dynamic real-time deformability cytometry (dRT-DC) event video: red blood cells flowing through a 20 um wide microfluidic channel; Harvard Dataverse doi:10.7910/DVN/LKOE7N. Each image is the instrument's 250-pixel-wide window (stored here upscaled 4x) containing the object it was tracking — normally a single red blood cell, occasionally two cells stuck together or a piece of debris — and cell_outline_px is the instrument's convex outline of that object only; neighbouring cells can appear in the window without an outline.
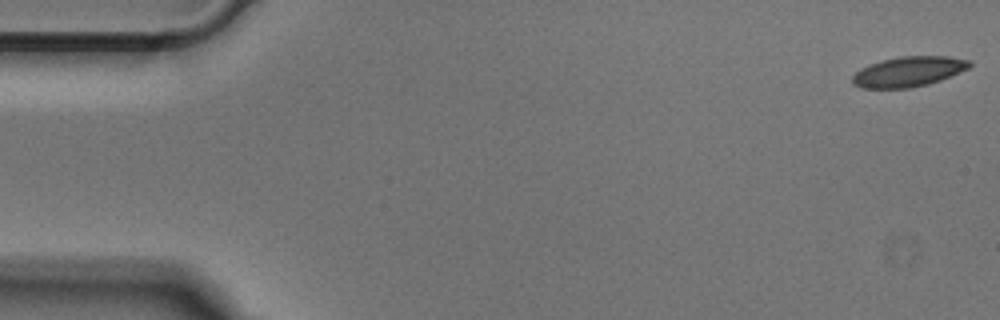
{"species": "Egyptian fruit bat (a non-hibernating species)", "species_latin": "Rousettus aegyptiacus", "temperature_condition": "cold", "stored_images_in_passage": 51, "camera_frame_rate_fps": 3000, "um_per_image_px": 0.085, "animal": {"sex": "male"}, "frame": {"image": 1, "passage_image": 1, "time_ms": 0.0, "image_size_px": [1000, 320], "cell_outline_px": [[972, 64], [968, 68], [940, 80], [928, 84], [908, 88], [860, 88], [852, 84], [852, 76], [860, 68], [880, 60], [900, 56], [948, 56], [972, 60]], "centroid_in_image_um": [77.2, 6.08], "position_along_channel_um": 7.8, "area_um2": 20.63}}
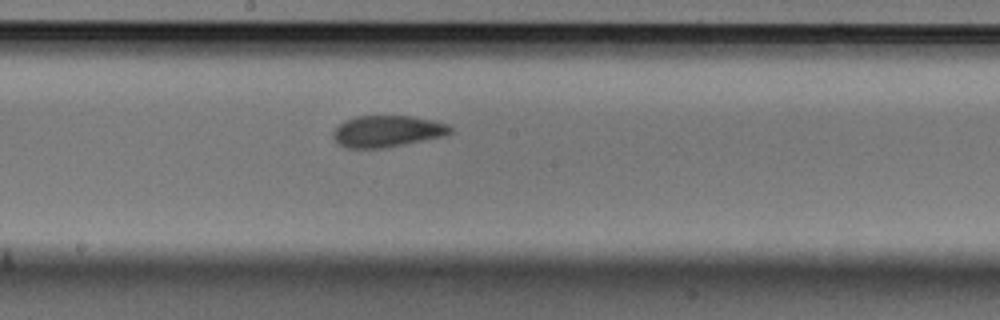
{"frame": {"image": 2, "passage_image": 27, "time_ms": 8.667, "image_size_px": [1000, 320], "cell_outline_px": [[452, 132], [444, 136], [384, 148], [344, 148], [336, 144], [332, 136], [332, 132], [344, 120], [356, 116], [412, 116], [432, 120], [448, 124], [452, 128]], "centroid_in_image_um": [32.87, 11.16], "position_along_channel_um": 215.3, "area_um2": 21.68}}
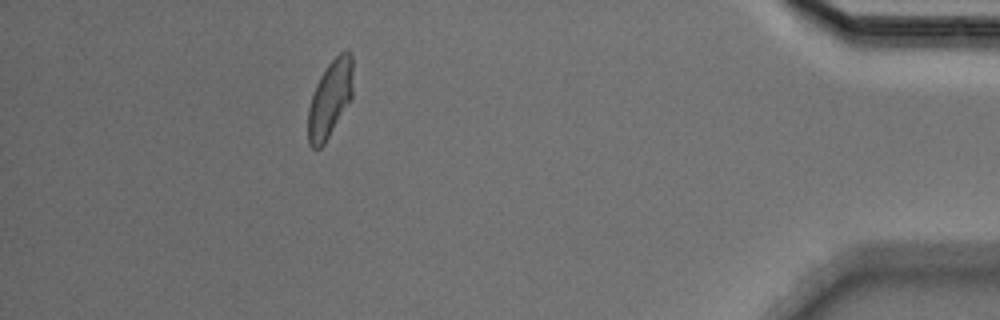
{"frame": {"image": 3, "passage_image": 46, "time_ms": 15.0, "image_size_px": [1000, 320], "cell_outline_px": [[352, 100], [324, 144], [320, 148], [312, 148], [308, 144], [308, 108], [316, 84], [320, 76], [328, 64], [340, 52], [348, 52], [352, 56]], "centroid_in_image_um": [28.05, 8.44], "position_along_channel_um": 407.2, "area_um2": 20.17}}